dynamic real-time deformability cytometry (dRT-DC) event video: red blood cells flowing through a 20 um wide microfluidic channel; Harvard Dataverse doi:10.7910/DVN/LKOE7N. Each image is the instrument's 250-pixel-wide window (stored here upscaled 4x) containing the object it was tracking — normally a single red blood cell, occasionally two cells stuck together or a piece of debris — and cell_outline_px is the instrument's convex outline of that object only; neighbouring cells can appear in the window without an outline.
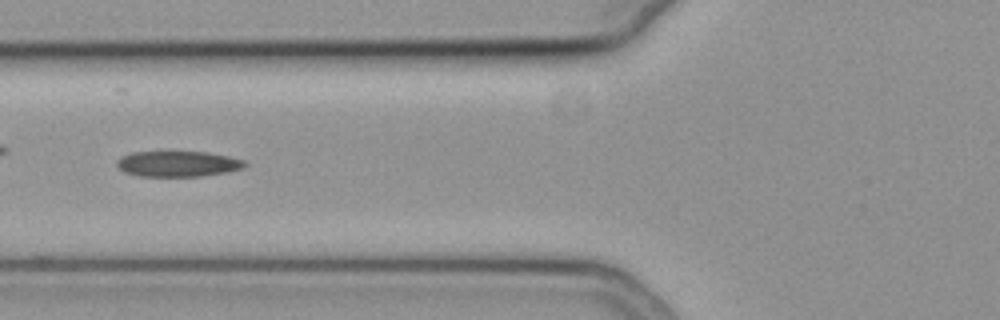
{"species": "common noctule bat (a hibernating species)", "species_latin": "Nyctalus noctula", "temperature_condition": "cold", "stored_images_in_passage": 39, "camera_frame_rate_fps": 3000, "um_per_image_px": 0.085, "animal": {"sex": "female", "body_mass_g": 19.3, "forearm_length_mm": 54.1}, "frame": {"image": 1, "passage_image": 6, "time_ms": 1.667, "image_size_px": [1000, 320], "cell_outline_px": [[248, 164], [244, 168], [228, 172], [200, 176], [140, 176], [124, 172], [116, 164], [116, 160], [120, 156], [132, 152], [160, 148], [168, 148], [208, 152], [228, 156], [244, 160]], "centroid_in_image_um": [15.08, 13.86], "position_along_channel_um": 110.7, "area_um2": 20.4}}
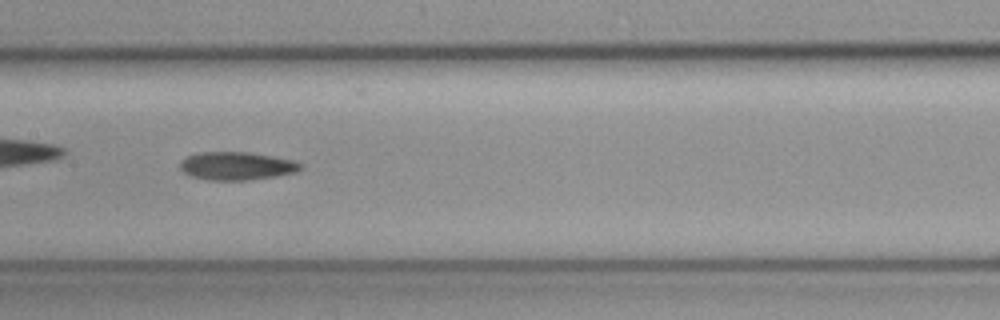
{"frame": {"image": 2, "passage_image": 12, "time_ms": 3.667, "image_size_px": [1000, 320], "cell_outline_px": [[304, 168], [296, 172], [276, 176], [244, 180], [212, 180], [192, 176], [184, 172], [180, 168], [180, 160], [188, 156], [200, 152], [248, 152], [272, 156], [292, 160], [304, 164]], "centroid_in_image_um": [20.15, 14.1], "position_along_channel_um": 187.3, "area_um2": 19.65}}
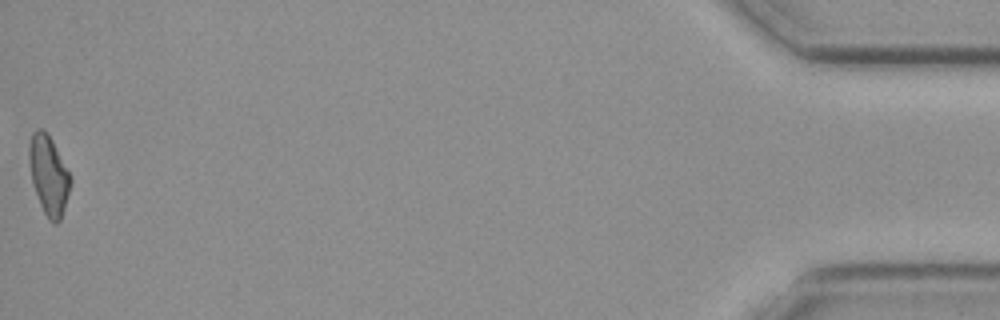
{"frame": {"image": 3, "passage_image": 39, "time_ms": 12.667, "image_size_px": [1000, 320], "cell_outline_px": [[72, 180], [64, 208], [60, 220], [56, 224], [52, 224], [48, 220], [40, 204], [32, 180], [28, 156], [28, 148], [32, 132], [36, 128], [40, 128], [52, 140]], "centroid_in_image_um": [4.12, 14.9], "position_along_channel_um": 431.1, "area_um2": 18.67}}